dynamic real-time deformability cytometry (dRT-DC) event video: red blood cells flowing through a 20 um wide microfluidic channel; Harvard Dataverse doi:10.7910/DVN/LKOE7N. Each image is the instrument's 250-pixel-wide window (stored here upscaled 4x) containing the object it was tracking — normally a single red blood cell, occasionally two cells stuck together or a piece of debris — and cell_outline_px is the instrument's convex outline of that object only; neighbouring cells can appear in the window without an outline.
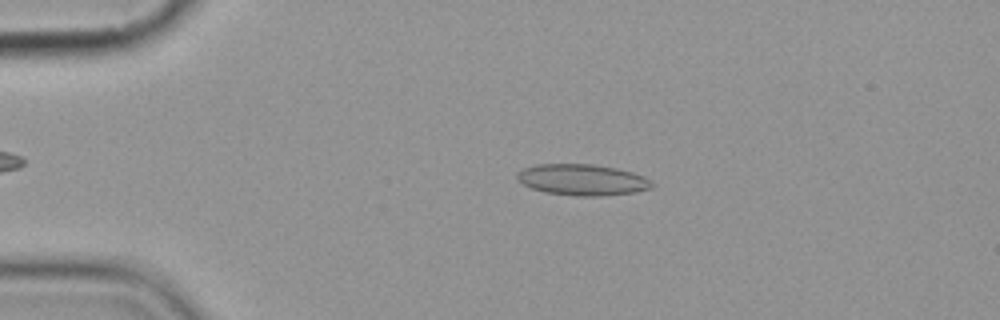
{"species": "common noctule bat (a hibernating species)", "species_latin": "Nyctalus noctula", "temperature_condition": "cold", "stored_images_in_passage": 5, "camera_frame_rate_fps": 3000, "um_per_image_px": 0.085, "animal": {"sex": "female", "body_mass_g": 19.9}, "frame": {"image": 1, "passage_image": 3, "time_ms": 2.333, "image_size_px": [1000, 320], "cell_outline_px": [[652, 188], [636, 192], [604, 196], [576, 196], [544, 192], [532, 188], [524, 184], [516, 176], [516, 172], [524, 168], [536, 164], [592, 164], [616, 168], [632, 172], [644, 176], [652, 184]], "centroid_in_image_um": [49.49, 15.28], "position_along_channel_um": 35.5, "area_um2": 24.45}}
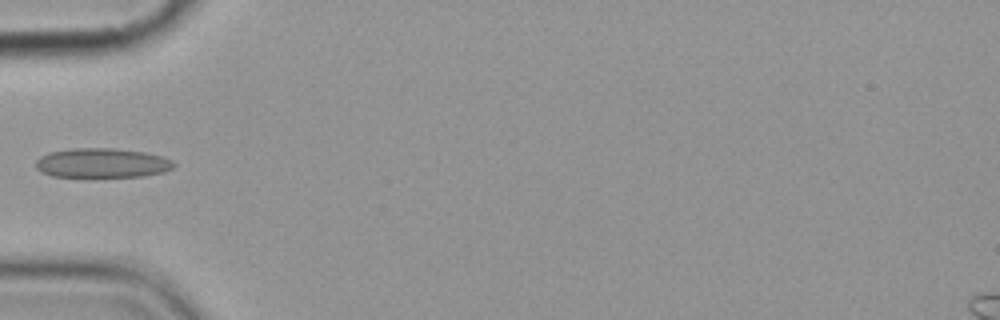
{"frame": {"image": 2, "passage_image": 5, "time_ms": 4.667, "image_size_px": [1000, 320], "cell_outline_px": [[176, 164], [172, 168], [164, 172], [144, 176], [52, 176], [36, 168], [36, 160], [40, 156], [48, 152], [68, 148], [112, 148], [144, 152], [160, 156], [172, 160]], "centroid_in_image_um": [8.67, 13.84], "position_along_channel_um": 76.3, "area_um2": 23.58}}